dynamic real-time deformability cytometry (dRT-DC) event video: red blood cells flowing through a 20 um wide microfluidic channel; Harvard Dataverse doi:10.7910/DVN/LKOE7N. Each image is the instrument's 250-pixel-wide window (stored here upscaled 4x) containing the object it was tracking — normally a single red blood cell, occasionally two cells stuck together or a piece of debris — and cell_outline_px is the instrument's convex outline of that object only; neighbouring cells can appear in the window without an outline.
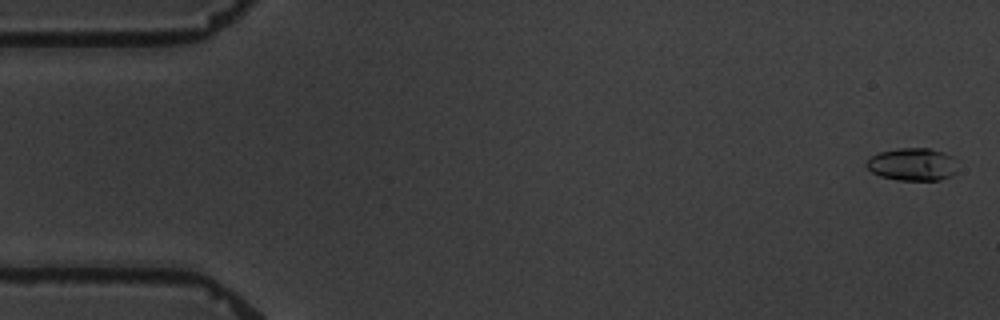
{"species": "common noctule bat (a hibernating species)", "species_latin": "Nyctalus noctula", "temperature_condition": "warm", "stored_images_in_passage": 5, "camera_frame_rate_fps": 3000, "um_per_image_px": 0.085, "animal": {"sex": "male", "body_mass_g": 19.5, "forearm_length_mm": 54.6}, "frame": {"image": 1, "passage_image": 1, "time_ms": 0.0, "image_size_px": [1000, 320], "cell_outline_px": [[956, 172], [952, 176], [940, 180], [896, 180], [880, 176], [872, 172], [864, 164], [872, 156], [880, 152], [900, 148], [928, 148], [944, 152], [952, 156]], "centroid_in_image_um": [77.55, 13.98], "position_along_channel_um": 7.5, "area_um2": 17.28}}